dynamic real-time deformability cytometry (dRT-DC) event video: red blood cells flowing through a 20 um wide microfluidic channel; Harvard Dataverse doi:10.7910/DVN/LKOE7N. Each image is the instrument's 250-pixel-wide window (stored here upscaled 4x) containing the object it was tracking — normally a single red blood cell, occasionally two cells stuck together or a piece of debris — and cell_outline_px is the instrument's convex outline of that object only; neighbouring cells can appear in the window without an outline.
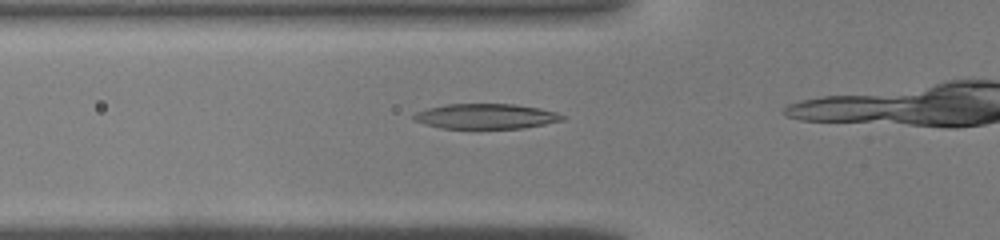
{"species": "common noctule bat (a hibernating species)", "species_latin": "Nyctalus noctula", "temperature_condition": "warm", "stored_images_in_passage": 7, "camera_frame_rate_fps": 3000, "um_per_image_px": 0.085, "animal": {"sex": "male", "body_mass_g": 19.0, "forearm_length_mm": 50.8}, "frame": {"image": 1, "passage_image": 4, "time_ms": 1.0, "image_size_px": [1000, 240], "cell_outline_px": [[568, 116], [564, 120], [524, 128], [440, 128], [424, 124], [412, 120], [412, 116], [416, 112], [428, 108], [444, 104], [516, 104], [540, 108], [556, 112]], "centroid_in_image_um": [41.31, 9.88], "position_along_channel_um": 84.5, "area_um2": 21.91}}
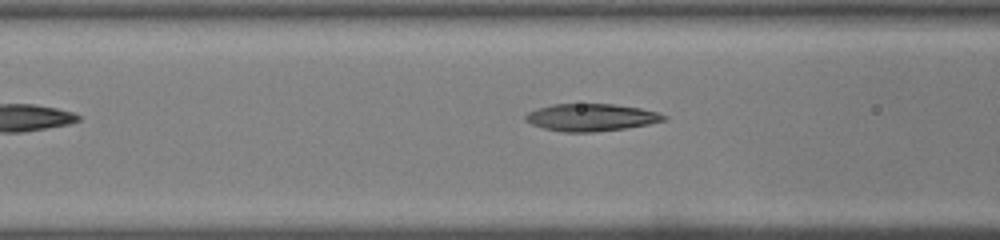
{"frame": {"image": 2, "passage_image": 6, "time_ms": 1.667, "image_size_px": [1000, 240], "cell_outline_px": [[668, 116], [664, 120], [648, 124], [624, 128], [592, 132], [564, 132], [544, 128], [532, 124], [524, 120], [524, 116], [528, 112], [552, 104], [612, 104], [640, 108], [656, 112]], "centroid_in_image_um": [50.22, 9.98], "position_along_channel_um": 116.4, "area_um2": 21.73}}